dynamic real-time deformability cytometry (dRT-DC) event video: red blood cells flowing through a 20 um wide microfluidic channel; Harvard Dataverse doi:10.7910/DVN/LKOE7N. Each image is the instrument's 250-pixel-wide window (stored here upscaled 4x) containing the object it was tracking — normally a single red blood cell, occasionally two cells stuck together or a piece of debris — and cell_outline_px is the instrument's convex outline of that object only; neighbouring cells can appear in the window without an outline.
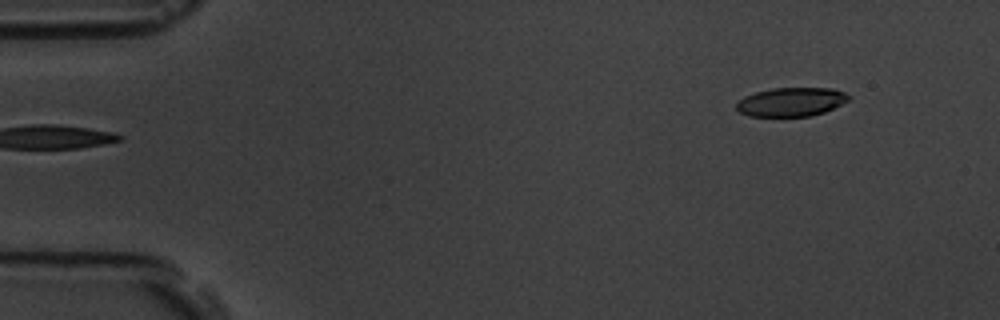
{"species": "common noctule bat (a hibernating species)", "species_latin": "Nyctalus noctula", "temperature_condition": "room temperature", "stored_images_in_passage": 3, "segment_of_instrument_passage": [2, 2], "camera_frame_rate_fps": 3000, "um_per_image_px": 0.085, "animal": {"sex": "male", "body_mass_g": 19.5, "forearm_length_mm": 54.6}, "frame": {"image": 1, "passage_image": 3, "time_ms": 3.333, "image_size_px": [1000, 320], "cell_outline_px": [[852, 96], [848, 100], [824, 112], [812, 116], [748, 116], [740, 112], [736, 108], [736, 104], [744, 96], [756, 92], [772, 88], [832, 88], [844, 92]], "centroid_in_image_um": [67.25, 8.66], "position_along_channel_um": 17.8, "area_um2": 18.79}}